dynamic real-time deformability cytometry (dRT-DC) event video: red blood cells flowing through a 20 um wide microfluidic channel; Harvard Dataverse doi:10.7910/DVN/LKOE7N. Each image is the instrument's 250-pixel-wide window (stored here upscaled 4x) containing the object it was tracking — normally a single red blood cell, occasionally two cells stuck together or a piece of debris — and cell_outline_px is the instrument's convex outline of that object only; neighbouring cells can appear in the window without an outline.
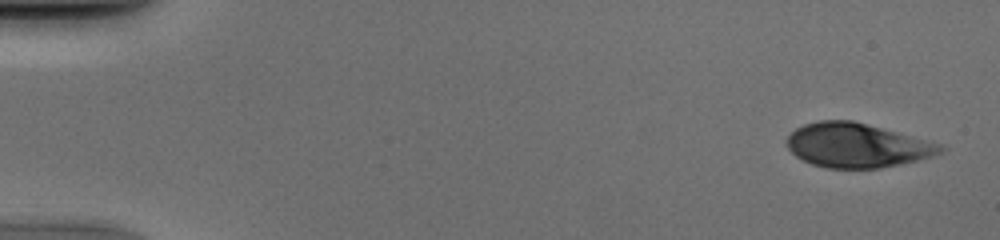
{"species": "human", "species_latin": "Homo sapiens", "temperature_condition": "cold", "stored_images_in_passage": 51, "camera_frame_rate_fps": 3000, "um_per_image_px": 0.085, "donor": {"sex": "male"}, "frame": {"image": 1, "passage_image": 2, "time_ms": 0.333, "image_size_px": [1000, 240], "cell_outline_px": [[948, 148], [932, 156], [900, 164], [880, 168], [828, 168], [812, 164], [796, 156], [788, 148], [784, 140], [796, 128], [804, 124], [820, 120], [852, 120], [944, 144]], "centroid_in_image_um": [72.84, 12.35], "position_along_channel_um": 12.2, "area_um2": 39.59}}
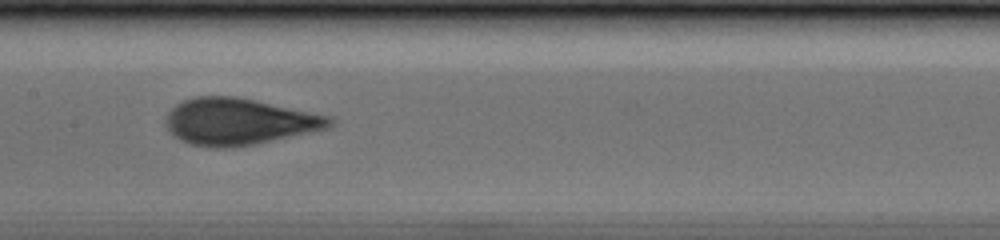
{"frame": {"image": 2, "passage_image": 26, "time_ms": 8.333, "image_size_px": [1000, 240], "cell_outline_px": [[336, 124], [328, 128], [256, 144], [232, 148], [220, 148], [192, 144], [180, 140], [164, 124], [164, 120], [168, 112], [176, 104], [184, 100], [196, 96], [236, 96], [332, 116], [336, 120]], "centroid_in_image_um": [20.34, 10.33], "position_along_channel_um": 187.1, "area_um2": 44.62}}
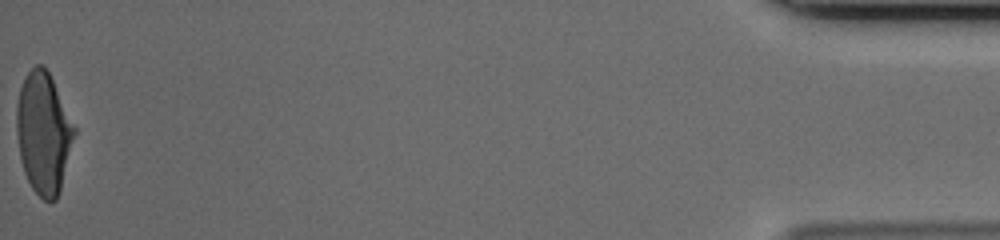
{"frame": {"image": 3, "passage_image": 51, "time_ms": 16.667, "image_size_px": [1000, 240], "cell_outline_px": [[76, 132], [60, 188], [56, 200], [44, 200], [32, 188], [24, 172], [20, 160], [16, 132], [16, 104], [20, 88], [28, 72], [36, 64], [40, 64], [48, 72], [76, 128]], "centroid_in_image_um": [3.68, 11.3], "position_along_channel_um": 431.5, "area_um2": 40.34}}